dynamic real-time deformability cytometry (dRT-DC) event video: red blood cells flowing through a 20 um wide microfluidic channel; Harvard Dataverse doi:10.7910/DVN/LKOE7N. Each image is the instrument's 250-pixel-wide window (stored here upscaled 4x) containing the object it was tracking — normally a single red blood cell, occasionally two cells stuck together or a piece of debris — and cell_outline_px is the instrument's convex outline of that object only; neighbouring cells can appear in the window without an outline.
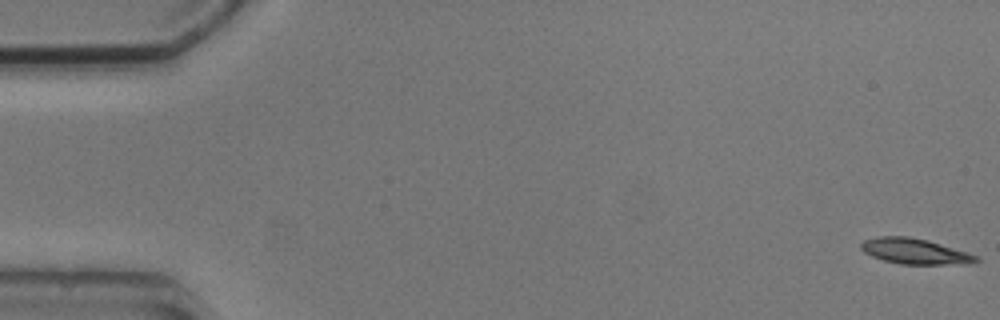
{"species": "common noctule bat (a hibernating species)", "species_latin": "Nyctalus noctula", "temperature_condition": "cold", "stored_images_in_passage": 6, "segment_of_instrument_passage": [1, 2], "camera_frame_rate_fps": 3000, "um_per_image_px": 0.085, "animal": {"sex": "male", "body_mass_g": 20.5, "forearm_length_mm": 52.5}, "frame": {"image": 1, "passage_image": 1, "time_ms": 0.0, "image_size_px": [1000, 320], "cell_outline_px": [[980, 260], [968, 264], [900, 264], [884, 260], [872, 256], [864, 252], [860, 248], [860, 244], [864, 240], [876, 236], [908, 236], [928, 240], [968, 252], [976, 256]], "centroid_in_image_um": [77.75, 21.35], "position_along_channel_um": 7.3, "area_um2": 17.17}}